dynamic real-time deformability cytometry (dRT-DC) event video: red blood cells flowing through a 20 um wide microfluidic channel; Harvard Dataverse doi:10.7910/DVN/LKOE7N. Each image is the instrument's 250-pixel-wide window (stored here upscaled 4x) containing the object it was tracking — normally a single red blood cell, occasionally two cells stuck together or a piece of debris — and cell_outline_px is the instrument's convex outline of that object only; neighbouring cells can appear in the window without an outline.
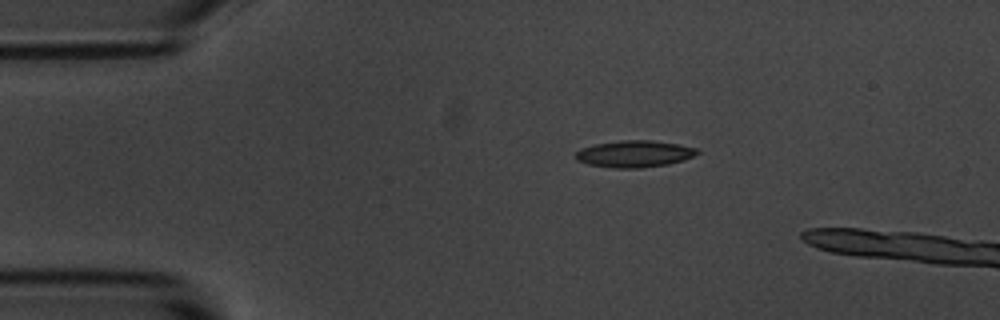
{"species": "common noctule bat (a hibernating species)", "species_latin": "Nyctalus noctula", "temperature_condition": "room temperature", "stored_images_in_passage": 39, "camera_frame_rate_fps": 3000, "um_per_image_px": 0.085, "animal": {"sex": "male", "body_mass_g": 20.1, "forearm_length_mm": 53.5}, "frame": {"image": 1, "passage_image": 1, "time_ms": 0.0, "image_size_px": [1000, 320], "cell_outline_px": [[700, 152], [684, 160], [668, 164], [640, 168], [616, 168], [588, 164], [576, 160], [576, 152], [580, 148], [596, 144], [620, 140], [652, 140], [676, 144], [696, 148]], "centroid_in_image_um": [53.91, 13.08], "position_along_channel_um": 31.1, "area_um2": 18.84}}
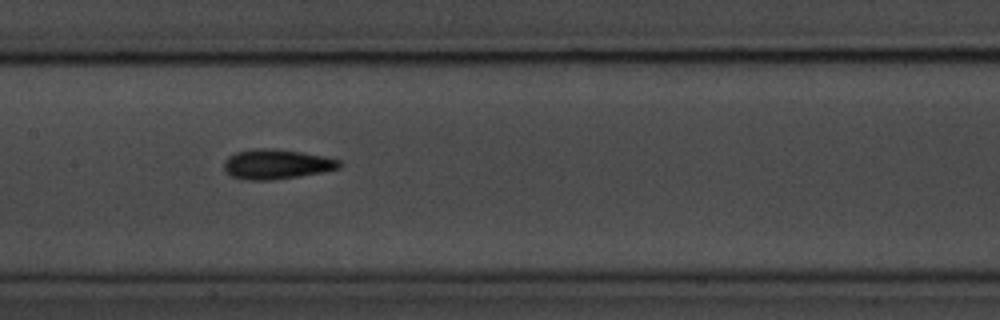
{"frame": {"image": 2, "passage_image": 17, "time_ms": 5.333, "image_size_px": [1000, 320], "cell_outline_px": [[340, 168], [324, 172], [300, 176], [272, 180], [244, 180], [232, 176], [224, 172], [224, 160], [228, 156], [236, 152], [260, 148], [264, 148], [300, 152], [340, 160]], "centroid_in_image_um": [23.46, 13.98], "position_along_channel_um": 183.9, "area_um2": 19.88}}
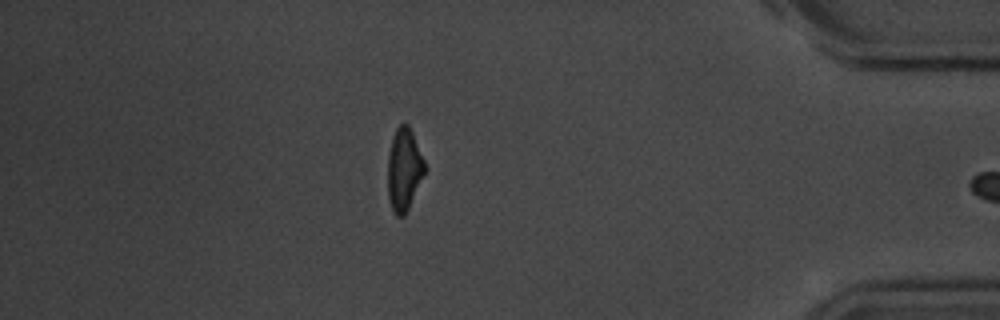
{"frame": {"image": 3, "passage_image": 38, "time_ms": 12.333, "image_size_px": [1000, 320], "cell_outline_px": [[424, 172], [408, 208], [404, 216], [396, 216], [392, 212], [388, 200], [388, 156], [392, 136], [396, 128], [404, 120], [408, 124], [412, 132], [424, 160]], "centroid_in_image_um": [34.3, 14.38], "position_along_channel_um": 400.9, "area_um2": 17.63}}